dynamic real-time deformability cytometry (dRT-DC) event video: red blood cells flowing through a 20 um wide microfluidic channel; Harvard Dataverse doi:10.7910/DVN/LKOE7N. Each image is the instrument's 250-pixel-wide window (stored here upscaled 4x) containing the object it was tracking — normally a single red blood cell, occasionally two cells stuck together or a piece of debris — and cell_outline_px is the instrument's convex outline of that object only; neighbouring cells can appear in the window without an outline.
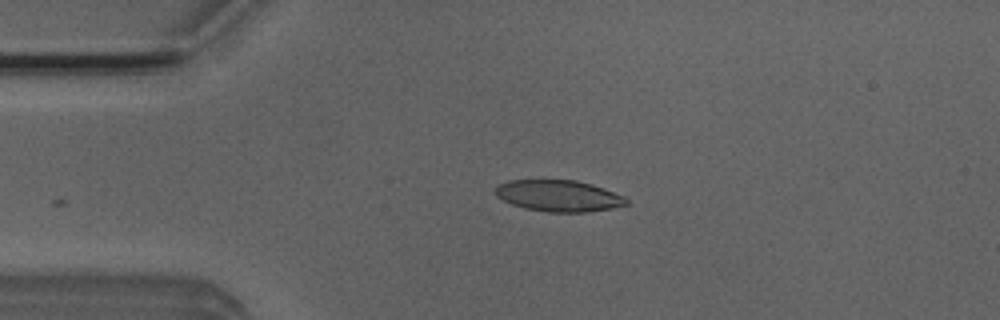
{"species": "Egyptian fruit bat (a non-hibernating species)", "species_latin": "Rousettus aegyptiacus", "temperature_condition": "room temperature", "stored_images_in_passage": 2, "camera_frame_rate_fps": 3000, "um_per_image_px": 0.085, "animal": {"sex": "male"}, "frame": {"image": 1, "passage_image": 2, "time_ms": 0.333, "image_size_px": [1000, 320], "cell_outline_px": [[628, 204], [612, 208], [584, 212], [548, 212], [524, 208], [512, 204], [496, 196], [492, 192], [500, 184], [508, 180], [576, 180], [592, 184], [604, 188], [624, 196], [628, 200]], "centroid_in_image_um": [47.48, 16.64], "position_along_channel_um": 37.5, "area_um2": 23.99}}